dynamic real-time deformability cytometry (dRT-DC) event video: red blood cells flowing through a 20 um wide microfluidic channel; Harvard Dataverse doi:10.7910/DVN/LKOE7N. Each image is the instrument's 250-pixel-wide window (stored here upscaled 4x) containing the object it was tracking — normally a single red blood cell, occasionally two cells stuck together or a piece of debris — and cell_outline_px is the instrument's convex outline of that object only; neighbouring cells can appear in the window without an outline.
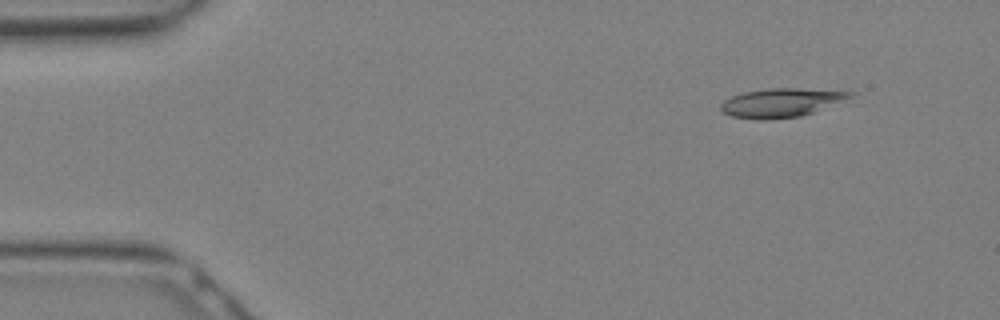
{"species": "Egyptian fruit bat (a non-hibernating species)", "species_latin": "Rousettus aegyptiacus", "temperature_condition": "warm", "stored_images_in_passage": 14, "camera_frame_rate_fps": 3000, "um_per_image_px": 0.085, "animal": {"sex": "female"}, "frame": {"image": 1, "passage_image": 3, "time_ms": 0.667, "image_size_px": [1000, 320], "cell_outline_px": [[856, 96], [852, 104], [800, 116], [768, 120], [760, 120], [732, 116], [724, 112], [720, 108], [720, 104], [724, 100], [732, 96], [744, 92], [768, 88], [800, 88], [856, 92]], "centroid_in_image_um": [66.68, 8.73], "position_along_channel_um": 18.3, "area_um2": 22.95}}
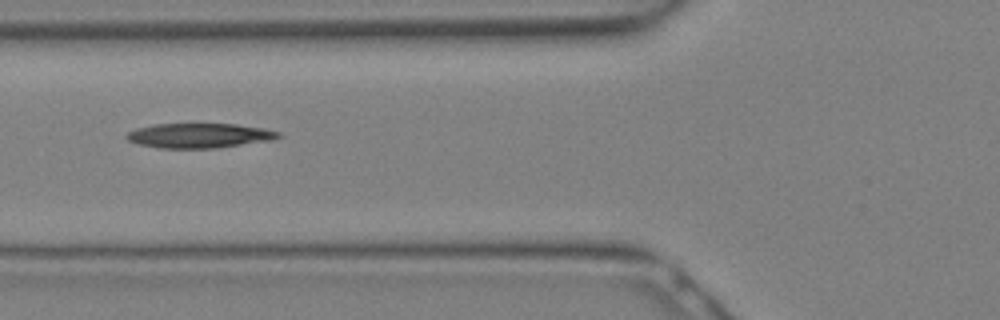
{"frame": {"image": 2, "passage_image": 11, "time_ms": 3.333, "image_size_px": [1000, 320], "cell_outline_px": [[284, 136], [272, 140], [216, 148], [160, 148], [136, 144], [128, 140], [124, 136], [128, 132], [136, 128], [152, 124], [236, 124], [264, 128], [280, 132]], "centroid_in_image_um": [16.94, 11.52], "position_along_channel_um": 108.9, "area_um2": 22.02}}
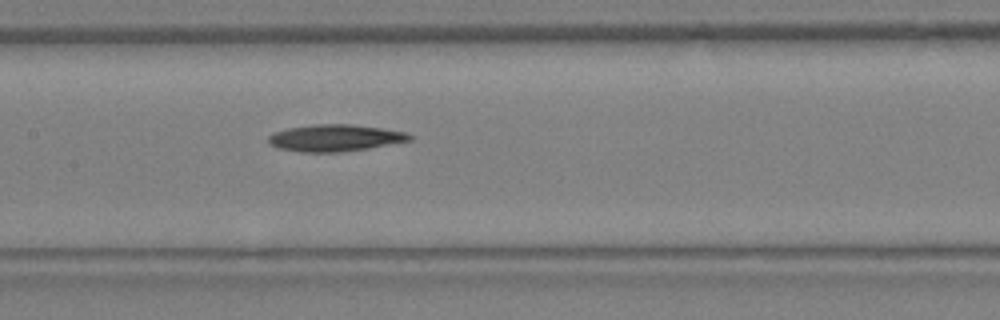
{"frame": {"image": 3, "passage_image": 14, "time_ms": 4.333, "image_size_px": [1000, 320], "cell_outline_px": [[416, 136], [412, 140], [368, 148], [340, 152], [300, 152], [276, 148], [268, 144], [268, 136], [276, 132], [288, 128], [316, 124], [352, 124], [408, 132]], "centroid_in_image_um": [28.5, 11.73], "position_along_channel_um": 178.9, "area_um2": 22.2}}